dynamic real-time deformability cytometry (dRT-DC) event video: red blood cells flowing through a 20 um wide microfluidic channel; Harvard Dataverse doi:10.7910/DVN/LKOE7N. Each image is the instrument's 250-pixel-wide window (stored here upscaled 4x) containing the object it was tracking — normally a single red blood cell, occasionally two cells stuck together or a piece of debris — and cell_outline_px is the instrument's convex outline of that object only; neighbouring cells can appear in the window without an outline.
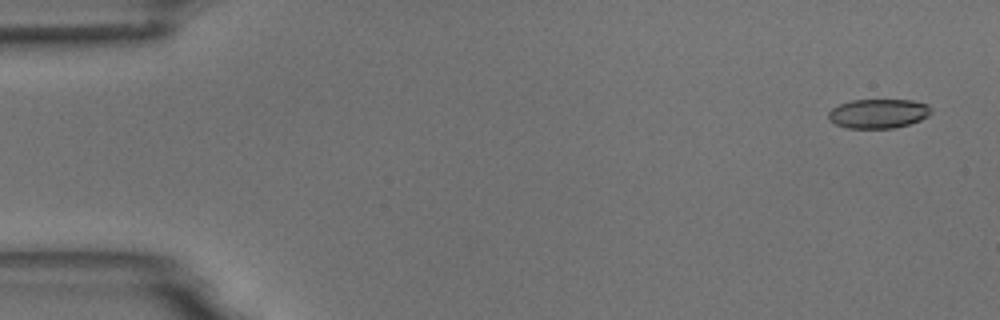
{"species": "common noctule bat (a hibernating species)", "species_latin": "Nyctalus noctula", "temperature_condition": "room temperature", "stored_images_in_passage": 4, "camera_frame_rate_fps": 3000, "um_per_image_px": 0.085, "animal": {"sex": "male", "body_mass_g": 18.8}, "frame": {"image": 1, "passage_image": 1, "time_ms": 0.0, "image_size_px": [1000, 320], "cell_outline_px": [[932, 112], [928, 116], [920, 120], [908, 124], [892, 128], [848, 128], [836, 124], [828, 120], [828, 112], [832, 108], [840, 104], [852, 100], [912, 100], [928, 104], [932, 108]], "centroid_in_image_um": [74.67, 9.65], "position_along_channel_um": 10.3, "area_um2": 17.57}}